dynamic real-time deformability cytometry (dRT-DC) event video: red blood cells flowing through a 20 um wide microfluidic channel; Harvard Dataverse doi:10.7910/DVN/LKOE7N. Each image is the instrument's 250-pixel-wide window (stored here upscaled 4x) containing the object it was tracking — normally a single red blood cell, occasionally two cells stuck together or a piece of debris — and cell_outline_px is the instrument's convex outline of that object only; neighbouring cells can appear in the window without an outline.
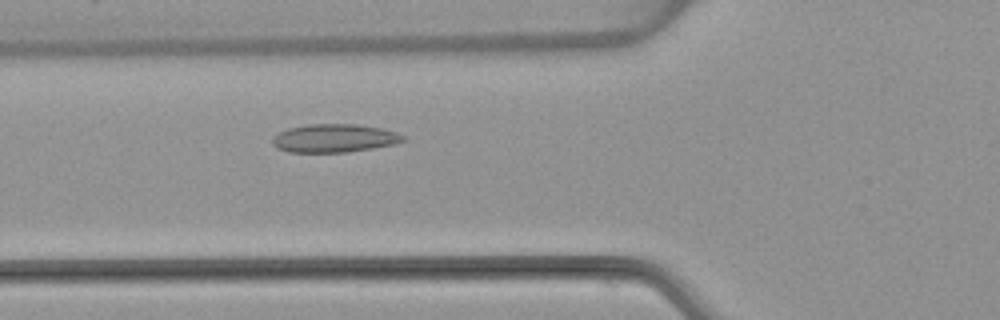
{"species": "common noctule bat (a hibernating species)", "species_latin": "Nyctalus noctula", "temperature_condition": "warm", "stored_images_in_passage": 52, "camera_frame_rate_fps": 3000, "um_per_image_px": 0.085, "animal": {"sex": "female", "body_mass_g": 22.7, "forearm_length_mm": 54.2}, "frame": {"image": 1, "passage_image": 18, "time_ms": 5.667, "image_size_px": [1000, 320], "cell_outline_px": [[404, 140], [392, 144], [372, 148], [348, 152], [288, 152], [272, 144], [272, 136], [288, 128], [308, 124], [356, 124], [380, 128], [396, 132], [404, 136]], "centroid_in_image_um": [28.38, 11.74], "position_along_channel_um": 97.4, "area_um2": 21.33}}
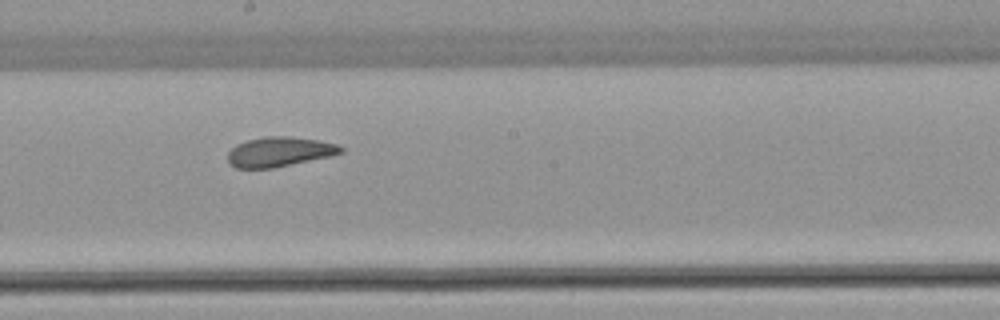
{"frame": {"image": 2, "passage_image": 28, "time_ms": 9.0, "image_size_px": [1000, 320], "cell_outline_px": [[344, 152], [332, 156], [272, 168], [236, 168], [228, 164], [228, 152], [236, 144], [248, 140], [268, 136], [288, 136], [320, 140], [336, 144], [344, 148]], "centroid_in_image_um": [23.76, 12.9], "position_along_channel_um": 224.4, "area_um2": 19.65}}
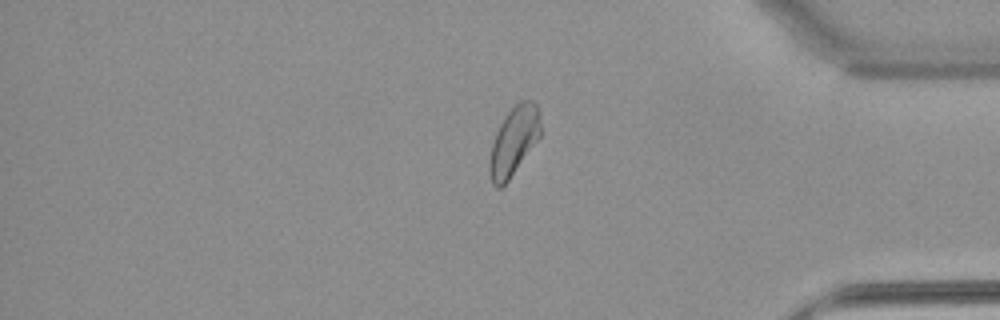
{"frame": {"image": 3, "passage_image": 43, "time_ms": 14.0, "image_size_px": [1000, 320], "cell_outline_px": [[540, 136], [508, 180], [500, 188], [496, 188], [492, 184], [488, 172], [488, 164], [492, 144], [496, 132], [504, 116], [520, 100], [532, 100], [536, 104], [540, 112]], "centroid_in_image_um": [43.65, 11.98], "position_along_channel_um": 391.5, "area_um2": 20.29}, "authors_computed_cell_mechanics": {"area_um2": 20.9814, "velocity_mm_per_s": 3.8093, "shape_relaxation_time_tau1_ms": null, "shape_relaxation_time_tau2_ms": 2.6129, "deformation_change_tau1": null, "deformation_change_tau2": 0.0713}}